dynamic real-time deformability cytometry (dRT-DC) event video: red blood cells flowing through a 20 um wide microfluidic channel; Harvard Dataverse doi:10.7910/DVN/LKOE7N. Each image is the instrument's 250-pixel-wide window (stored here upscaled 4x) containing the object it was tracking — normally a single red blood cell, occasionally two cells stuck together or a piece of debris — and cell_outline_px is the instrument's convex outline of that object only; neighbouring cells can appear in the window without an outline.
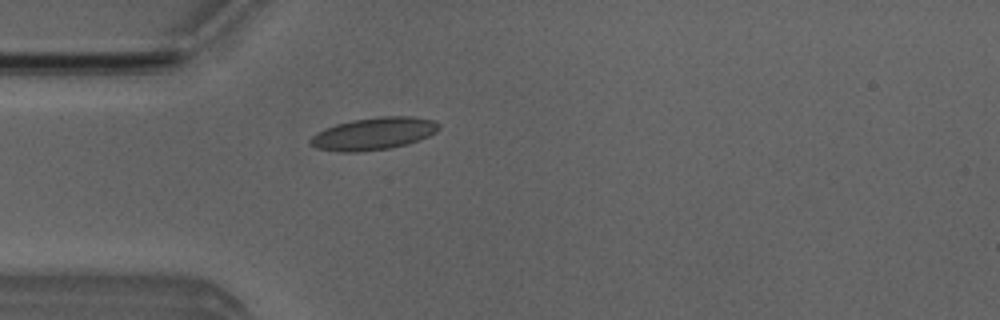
{"species": "Egyptian fruit bat (a non-hibernating species)", "species_latin": "Rousettus aegyptiacus", "temperature_condition": "room temperature", "stored_images_in_passage": 45, "camera_frame_rate_fps": 3000, "um_per_image_px": 0.085, "animal": {"sex": "male"}, "frame": {"image": 1, "passage_image": 13, "time_ms": 4.0, "image_size_px": [1000, 320], "cell_outline_px": [[440, 128], [436, 132], [428, 136], [408, 144], [392, 148], [360, 152], [340, 152], [316, 148], [308, 140], [316, 132], [324, 128], [336, 124], [352, 120], [380, 116], [412, 116], [436, 120], [440, 124]], "centroid_in_image_um": [31.78, 11.36], "position_along_channel_um": 53.2, "area_um2": 24.51}}
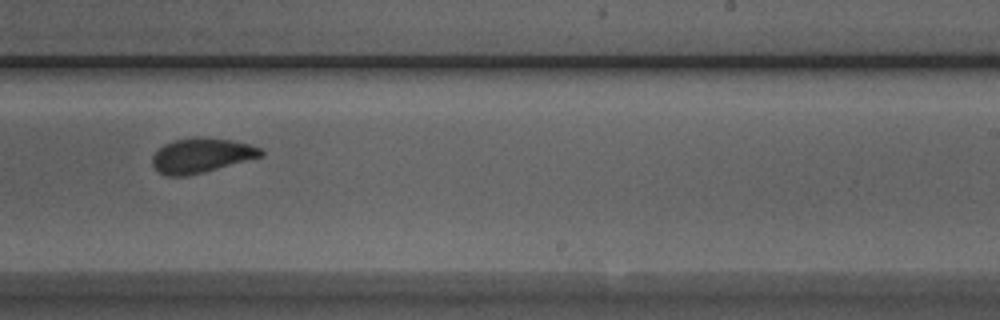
{"frame": {"image": 2, "passage_image": 30, "time_ms": 9.667, "image_size_px": [1000, 320], "cell_outline_px": [[264, 156], [204, 172], [188, 176], [168, 176], [160, 172], [152, 164], [152, 156], [164, 144], [176, 140], [192, 136], [232, 140], [248, 144], [260, 148], [264, 152]], "centroid_in_image_um": [17.13, 13.21], "position_along_channel_um": 271.9, "area_um2": 21.85}}
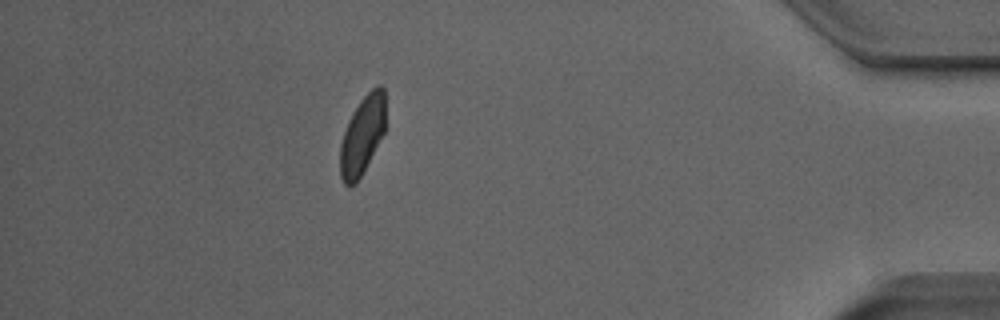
{"frame": {"image": 3, "passage_image": 44, "time_ms": 14.333, "image_size_px": [1000, 320], "cell_outline_px": [[384, 132], [356, 184], [344, 184], [340, 176], [340, 144], [348, 120], [352, 112], [360, 100], [376, 84], [380, 84], [384, 88]], "centroid_in_image_um": [30.78, 11.47], "position_along_channel_um": 404.4, "area_um2": 20.46}, "authors_computed_cell_mechanics": {"area_um2": 22.0796, "velocity_mm_per_s": 3.9666, "shape_relaxation_time_tau1_ms": 6.4939, "shape_relaxation_time_tau2_ms": 0.8954, "deformation_change_tau1": 0.1238, "deformation_change_tau2": 0.0641}}